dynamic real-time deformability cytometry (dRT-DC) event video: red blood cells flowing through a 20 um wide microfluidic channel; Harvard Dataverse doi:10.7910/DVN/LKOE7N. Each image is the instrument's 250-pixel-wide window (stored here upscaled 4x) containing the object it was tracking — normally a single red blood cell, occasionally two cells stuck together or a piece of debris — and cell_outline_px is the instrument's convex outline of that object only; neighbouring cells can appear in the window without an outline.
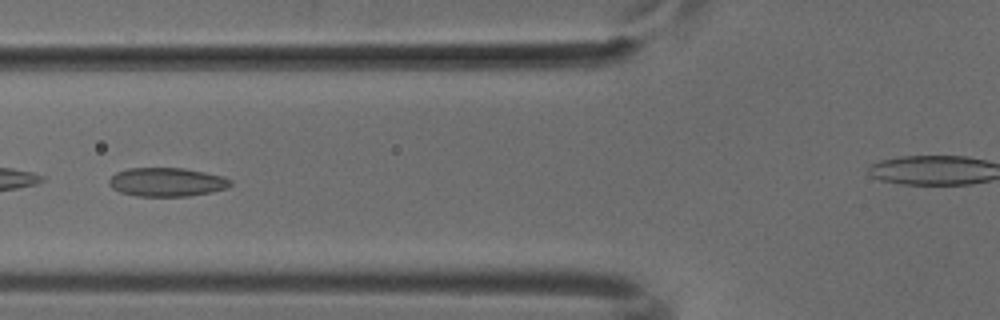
{"species": "common noctule bat (a hibernating species)", "species_latin": "Nyctalus noctula", "temperature_condition": "cold", "stored_images_in_passage": 45, "camera_frame_rate_fps": 3000, "um_per_image_px": 0.085, "animal": {"sex": "male", "body_mass_g": 18.8}, "frame": {"image": 1, "passage_image": 20, "time_ms": 6.333, "image_size_px": [1000, 320], "cell_outline_px": [[232, 184], [228, 188], [212, 192], [188, 196], [136, 196], [120, 192], [112, 188], [108, 184], [108, 180], [116, 172], [128, 168], [184, 168], [224, 176], [232, 180]], "centroid_in_image_um": [14.19, 15.47], "position_along_channel_um": 111.6, "area_um2": 20.52}}
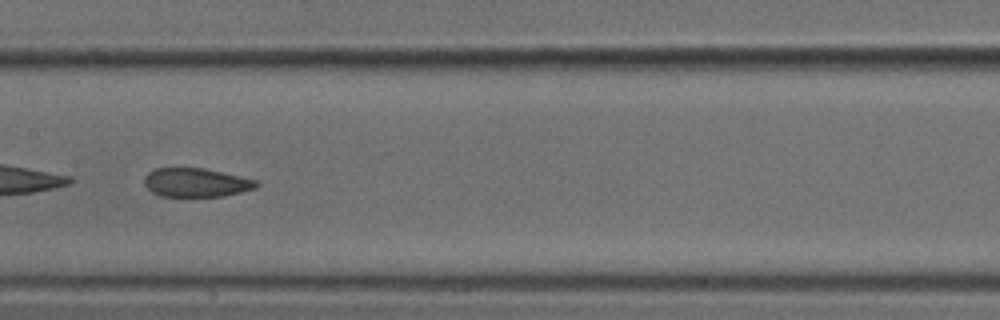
{"frame": {"image": 2, "passage_image": 26, "time_ms": 8.333, "image_size_px": [1000, 320], "cell_outline_px": [[260, 184], [256, 188], [240, 192], [220, 196], [160, 196], [152, 192], [144, 184], [144, 176], [148, 172], [156, 168], [204, 168], [240, 176], [256, 180]], "centroid_in_image_um": [16.65, 15.51], "position_along_channel_um": 190.8, "area_um2": 18.73}}
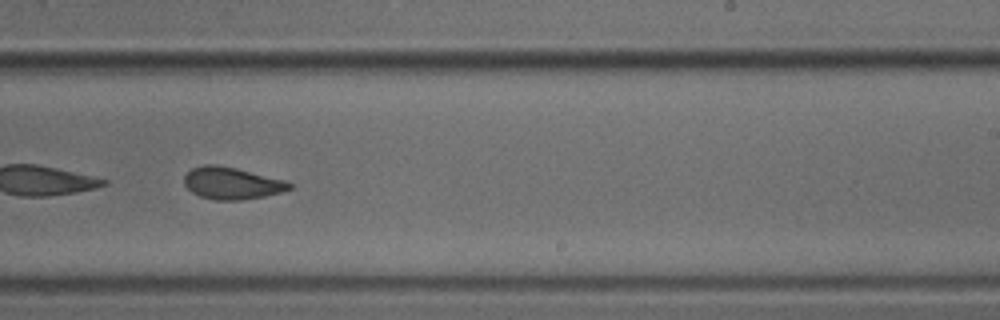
{"frame": {"image": 3, "passage_image": 32, "time_ms": 10.333, "image_size_px": [1000, 320], "cell_outline_px": [[292, 188], [280, 192], [264, 196], [240, 200], [216, 200], [200, 196], [192, 192], [184, 184], [184, 176], [192, 168], [204, 164], [216, 164], [236, 168], [288, 180], [292, 184]], "centroid_in_image_um": [19.72, 15.56], "position_along_channel_um": 269.3, "area_um2": 19.71}}